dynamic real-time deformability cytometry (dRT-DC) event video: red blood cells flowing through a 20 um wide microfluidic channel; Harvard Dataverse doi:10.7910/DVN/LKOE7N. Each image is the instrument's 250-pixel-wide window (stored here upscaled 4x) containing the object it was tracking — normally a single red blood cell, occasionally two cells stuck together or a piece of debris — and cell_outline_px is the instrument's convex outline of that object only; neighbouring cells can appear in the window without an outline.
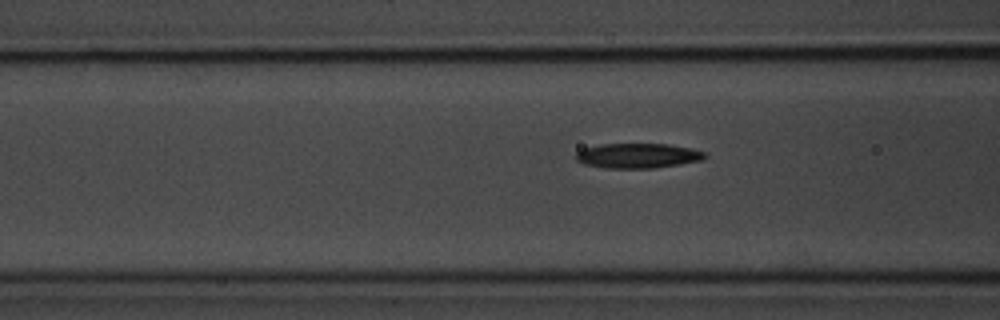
{"species": "common noctule bat (a hibernating species)", "species_latin": "Nyctalus noctula", "temperature_condition": "room temperature", "stored_images_in_passage": 19, "camera_frame_rate_fps": 3000, "um_per_image_px": 0.085, "animal": {"sex": "male", "body_mass_g": 20.1, "forearm_length_mm": 53.5}, "frame": {"image": 1, "passage_image": 17, "time_ms": 5.333, "image_size_px": [1000, 320], "cell_outline_px": [[708, 156], [700, 160], [680, 164], [656, 168], [604, 168], [584, 164], [576, 160], [576, 152], [584, 148], [600, 144], [668, 144], [692, 148], [704, 152]], "centroid_in_image_um": [54.2, 13.23], "position_along_channel_um": 112.4, "area_um2": 18.73}}